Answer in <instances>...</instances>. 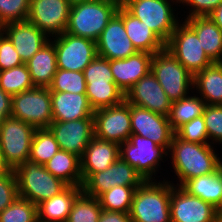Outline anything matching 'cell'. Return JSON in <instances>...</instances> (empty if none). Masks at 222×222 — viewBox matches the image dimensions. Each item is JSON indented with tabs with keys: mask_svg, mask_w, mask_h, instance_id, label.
Wrapping results in <instances>:
<instances>
[{
	"mask_svg": "<svg viewBox=\"0 0 222 222\" xmlns=\"http://www.w3.org/2000/svg\"><path fill=\"white\" fill-rule=\"evenodd\" d=\"M94 136L118 143L129 140L132 134L130 104L124 100L122 103L100 108L94 111Z\"/></svg>",
	"mask_w": 222,
	"mask_h": 222,
	"instance_id": "13",
	"label": "cell"
},
{
	"mask_svg": "<svg viewBox=\"0 0 222 222\" xmlns=\"http://www.w3.org/2000/svg\"><path fill=\"white\" fill-rule=\"evenodd\" d=\"M96 46L98 56L108 60L125 59L138 52L127 35L122 4L101 32Z\"/></svg>",
	"mask_w": 222,
	"mask_h": 222,
	"instance_id": "16",
	"label": "cell"
},
{
	"mask_svg": "<svg viewBox=\"0 0 222 222\" xmlns=\"http://www.w3.org/2000/svg\"><path fill=\"white\" fill-rule=\"evenodd\" d=\"M37 206L27 199L18 197L0 213V222H37Z\"/></svg>",
	"mask_w": 222,
	"mask_h": 222,
	"instance_id": "38",
	"label": "cell"
},
{
	"mask_svg": "<svg viewBox=\"0 0 222 222\" xmlns=\"http://www.w3.org/2000/svg\"><path fill=\"white\" fill-rule=\"evenodd\" d=\"M215 222H222V213L216 214Z\"/></svg>",
	"mask_w": 222,
	"mask_h": 222,
	"instance_id": "50",
	"label": "cell"
},
{
	"mask_svg": "<svg viewBox=\"0 0 222 222\" xmlns=\"http://www.w3.org/2000/svg\"><path fill=\"white\" fill-rule=\"evenodd\" d=\"M12 110V96L4 92L0 88V124L5 118L11 116Z\"/></svg>",
	"mask_w": 222,
	"mask_h": 222,
	"instance_id": "46",
	"label": "cell"
},
{
	"mask_svg": "<svg viewBox=\"0 0 222 222\" xmlns=\"http://www.w3.org/2000/svg\"><path fill=\"white\" fill-rule=\"evenodd\" d=\"M30 0H0V26L26 21Z\"/></svg>",
	"mask_w": 222,
	"mask_h": 222,
	"instance_id": "39",
	"label": "cell"
},
{
	"mask_svg": "<svg viewBox=\"0 0 222 222\" xmlns=\"http://www.w3.org/2000/svg\"><path fill=\"white\" fill-rule=\"evenodd\" d=\"M11 169L8 167V165L4 162V158L0 152V176L6 174Z\"/></svg>",
	"mask_w": 222,
	"mask_h": 222,
	"instance_id": "48",
	"label": "cell"
},
{
	"mask_svg": "<svg viewBox=\"0 0 222 222\" xmlns=\"http://www.w3.org/2000/svg\"><path fill=\"white\" fill-rule=\"evenodd\" d=\"M11 117L36 129L48 128L53 122L49 88L34 87L12 96Z\"/></svg>",
	"mask_w": 222,
	"mask_h": 222,
	"instance_id": "10",
	"label": "cell"
},
{
	"mask_svg": "<svg viewBox=\"0 0 222 222\" xmlns=\"http://www.w3.org/2000/svg\"><path fill=\"white\" fill-rule=\"evenodd\" d=\"M4 35V31H3V28L2 26H0V38Z\"/></svg>",
	"mask_w": 222,
	"mask_h": 222,
	"instance_id": "52",
	"label": "cell"
},
{
	"mask_svg": "<svg viewBox=\"0 0 222 222\" xmlns=\"http://www.w3.org/2000/svg\"><path fill=\"white\" fill-rule=\"evenodd\" d=\"M217 213H222V202H221L220 206L217 208Z\"/></svg>",
	"mask_w": 222,
	"mask_h": 222,
	"instance_id": "51",
	"label": "cell"
},
{
	"mask_svg": "<svg viewBox=\"0 0 222 222\" xmlns=\"http://www.w3.org/2000/svg\"><path fill=\"white\" fill-rule=\"evenodd\" d=\"M167 151L152 140L131 134L129 140L120 144V158L130 164L146 180H154L160 162H164ZM164 157V158H163ZM157 171V172H156Z\"/></svg>",
	"mask_w": 222,
	"mask_h": 222,
	"instance_id": "8",
	"label": "cell"
},
{
	"mask_svg": "<svg viewBox=\"0 0 222 222\" xmlns=\"http://www.w3.org/2000/svg\"><path fill=\"white\" fill-rule=\"evenodd\" d=\"M61 150L82 157L86 147L94 137V118L53 121L48 127Z\"/></svg>",
	"mask_w": 222,
	"mask_h": 222,
	"instance_id": "17",
	"label": "cell"
},
{
	"mask_svg": "<svg viewBox=\"0 0 222 222\" xmlns=\"http://www.w3.org/2000/svg\"><path fill=\"white\" fill-rule=\"evenodd\" d=\"M181 187L217 209L222 202V165L211 174L187 180Z\"/></svg>",
	"mask_w": 222,
	"mask_h": 222,
	"instance_id": "30",
	"label": "cell"
},
{
	"mask_svg": "<svg viewBox=\"0 0 222 222\" xmlns=\"http://www.w3.org/2000/svg\"><path fill=\"white\" fill-rule=\"evenodd\" d=\"M123 21L127 35L138 52L155 54L165 48V43L124 6Z\"/></svg>",
	"mask_w": 222,
	"mask_h": 222,
	"instance_id": "28",
	"label": "cell"
},
{
	"mask_svg": "<svg viewBox=\"0 0 222 222\" xmlns=\"http://www.w3.org/2000/svg\"><path fill=\"white\" fill-rule=\"evenodd\" d=\"M118 143L93 137L80 158L83 182L91 175L106 170L120 156Z\"/></svg>",
	"mask_w": 222,
	"mask_h": 222,
	"instance_id": "23",
	"label": "cell"
},
{
	"mask_svg": "<svg viewBox=\"0 0 222 222\" xmlns=\"http://www.w3.org/2000/svg\"><path fill=\"white\" fill-rule=\"evenodd\" d=\"M26 65L34 86L48 88L58 69L54 43L51 40L45 43Z\"/></svg>",
	"mask_w": 222,
	"mask_h": 222,
	"instance_id": "27",
	"label": "cell"
},
{
	"mask_svg": "<svg viewBox=\"0 0 222 222\" xmlns=\"http://www.w3.org/2000/svg\"><path fill=\"white\" fill-rule=\"evenodd\" d=\"M44 167L68 186H82L81 162L77 155L59 149Z\"/></svg>",
	"mask_w": 222,
	"mask_h": 222,
	"instance_id": "31",
	"label": "cell"
},
{
	"mask_svg": "<svg viewBox=\"0 0 222 222\" xmlns=\"http://www.w3.org/2000/svg\"><path fill=\"white\" fill-rule=\"evenodd\" d=\"M82 193V186H67L58 195L37 205L38 220L43 222H66L72 205Z\"/></svg>",
	"mask_w": 222,
	"mask_h": 222,
	"instance_id": "26",
	"label": "cell"
},
{
	"mask_svg": "<svg viewBox=\"0 0 222 222\" xmlns=\"http://www.w3.org/2000/svg\"><path fill=\"white\" fill-rule=\"evenodd\" d=\"M71 6L82 3V2H86V1H91V0H67Z\"/></svg>",
	"mask_w": 222,
	"mask_h": 222,
	"instance_id": "49",
	"label": "cell"
},
{
	"mask_svg": "<svg viewBox=\"0 0 222 222\" xmlns=\"http://www.w3.org/2000/svg\"><path fill=\"white\" fill-rule=\"evenodd\" d=\"M132 134L146 137L169 151L175 131L168 116L154 113L146 108L130 105Z\"/></svg>",
	"mask_w": 222,
	"mask_h": 222,
	"instance_id": "18",
	"label": "cell"
},
{
	"mask_svg": "<svg viewBox=\"0 0 222 222\" xmlns=\"http://www.w3.org/2000/svg\"><path fill=\"white\" fill-rule=\"evenodd\" d=\"M130 105L146 108L154 113L168 116L172 101L150 71L134 84L125 94Z\"/></svg>",
	"mask_w": 222,
	"mask_h": 222,
	"instance_id": "20",
	"label": "cell"
},
{
	"mask_svg": "<svg viewBox=\"0 0 222 222\" xmlns=\"http://www.w3.org/2000/svg\"><path fill=\"white\" fill-rule=\"evenodd\" d=\"M18 196L36 206L62 192L68 185L54 177L44 165L25 161L14 169Z\"/></svg>",
	"mask_w": 222,
	"mask_h": 222,
	"instance_id": "4",
	"label": "cell"
},
{
	"mask_svg": "<svg viewBox=\"0 0 222 222\" xmlns=\"http://www.w3.org/2000/svg\"><path fill=\"white\" fill-rule=\"evenodd\" d=\"M146 180L134 192L130 217L133 222H171L172 183Z\"/></svg>",
	"mask_w": 222,
	"mask_h": 222,
	"instance_id": "2",
	"label": "cell"
},
{
	"mask_svg": "<svg viewBox=\"0 0 222 222\" xmlns=\"http://www.w3.org/2000/svg\"><path fill=\"white\" fill-rule=\"evenodd\" d=\"M22 64L23 62L20 55L15 50L9 38L4 34L0 38V71L11 69Z\"/></svg>",
	"mask_w": 222,
	"mask_h": 222,
	"instance_id": "43",
	"label": "cell"
},
{
	"mask_svg": "<svg viewBox=\"0 0 222 222\" xmlns=\"http://www.w3.org/2000/svg\"><path fill=\"white\" fill-rule=\"evenodd\" d=\"M116 2H118L119 4H123L126 0H114Z\"/></svg>",
	"mask_w": 222,
	"mask_h": 222,
	"instance_id": "53",
	"label": "cell"
},
{
	"mask_svg": "<svg viewBox=\"0 0 222 222\" xmlns=\"http://www.w3.org/2000/svg\"><path fill=\"white\" fill-rule=\"evenodd\" d=\"M167 155H171V165L180 182L176 186H182L189 179L211 174L222 165L213 145L184 141L176 134Z\"/></svg>",
	"mask_w": 222,
	"mask_h": 222,
	"instance_id": "1",
	"label": "cell"
},
{
	"mask_svg": "<svg viewBox=\"0 0 222 222\" xmlns=\"http://www.w3.org/2000/svg\"><path fill=\"white\" fill-rule=\"evenodd\" d=\"M101 212L99 200L82 192L74 201L66 222H98Z\"/></svg>",
	"mask_w": 222,
	"mask_h": 222,
	"instance_id": "36",
	"label": "cell"
},
{
	"mask_svg": "<svg viewBox=\"0 0 222 222\" xmlns=\"http://www.w3.org/2000/svg\"><path fill=\"white\" fill-rule=\"evenodd\" d=\"M198 96L199 95L196 96L195 94L194 96L187 95L180 100L172 102L168 120L174 131L184 123L203 115L206 103Z\"/></svg>",
	"mask_w": 222,
	"mask_h": 222,
	"instance_id": "32",
	"label": "cell"
},
{
	"mask_svg": "<svg viewBox=\"0 0 222 222\" xmlns=\"http://www.w3.org/2000/svg\"><path fill=\"white\" fill-rule=\"evenodd\" d=\"M2 28L20 55L23 64H26L50 40L43 31L27 20L8 23Z\"/></svg>",
	"mask_w": 222,
	"mask_h": 222,
	"instance_id": "21",
	"label": "cell"
},
{
	"mask_svg": "<svg viewBox=\"0 0 222 222\" xmlns=\"http://www.w3.org/2000/svg\"><path fill=\"white\" fill-rule=\"evenodd\" d=\"M70 9L67 0H30L27 21L51 38L66 31Z\"/></svg>",
	"mask_w": 222,
	"mask_h": 222,
	"instance_id": "15",
	"label": "cell"
},
{
	"mask_svg": "<svg viewBox=\"0 0 222 222\" xmlns=\"http://www.w3.org/2000/svg\"><path fill=\"white\" fill-rule=\"evenodd\" d=\"M170 2L179 4V0H126L122 5L166 44L180 23Z\"/></svg>",
	"mask_w": 222,
	"mask_h": 222,
	"instance_id": "6",
	"label": "cell"
},
{
	"mask_svg": "<svg viewBox=\"0 0 222 222\" xmlns=\"http://www.w3.org/2000/svg\"><path fill=\"white\" fill-rule=\"evenodd\" d=\"M86 82V95L95 110L112 107L125 100L124 92L115 84L110 62L96 56L83 70Z\"/></svg>",
	"mask_w": 222,
	"mask_h": 222,
	"instance_id": "5",
	"label": "cell"
},
{
	"mask_svg": "<svg viewBox=\"0 0 222 222\" xmlns=\"http://www.w3.org/2000/svg\"><path fill=\"white\" fill-rule=\"evenodd\" d=\"M152 56L148 52H137L125 59L109 60L114 82L124 94L151 71Z\"/></svg>",
	"mask_w": 222,
	"mask_h": 222,
	"instance_id": "22",
	"label": "cell"
},
{
	"mask_svg": "<svg viewBox=\"0 0 222 222\" xmlns=\"http://www.w3.org/2000/svg\"><path fill=\"white\" fill-rule=\"evenodd\" d=\"M203 118L209 137V144H222V105H206Z\"/></svg>",
	"mask_w": 222,
	"mask_h": 222,
	"instance_id": "41",
	"label": "cell"
},
{
	"mask_svg": "<svg viewBox=\"0 0 222 222\" xmlns=\"http://www.w3.org/2000/svg\"><path fill=\"white\" fill-rule=\"evenodd\" d=\"M98 222H133L130 213L119 211L103 210L99 216Z\"/></svg>",
	"mask_w": 222,
	"mask_h": 222,
	"instance_id": "45",
	"label": "cell"
},
{
	"mask_svg": "<svg viewBox=\"0 0 222 222\" xmlns=\"http://www.w3.org/2000/svg\"><path fill=\"white\" fill-rule=\"evenodd\" d=\"M59 145L48 128L36 129L30 148L29 161L47 163L59 150Z\"/></svg>",
	"mask_w": 222,
	"mask_h": 222,
	"instance_id": "33",
	"label": "cell"
},
{
	"mask_svg": "<svg viewBox=\"0 0 222 222\" xmlns=\"http://www.w3.org/2000/svg\"><path fill=\"white\" fill-rule=\"evenodd\" d=\"M208 16L222 30V3Z\"/></svg>",
	"mask_w": 222,
	"mask_h": 222,
	"instance_id": "47",
	"label": "cell"
},
{
	"mask_svg": "<svg viewBox=\"0 0 222 222\" xmlns=\"http://www.w3.org/2000/svg\"><path fill=\"white\" fill-rule=\"evenodd\" d=\"M217 209L208 202L172 183L171 222H215Z\"/></svg>",
	"mask_w": 222,
	"mask_h": 222,
	"instance_id": "19",
	"label": "cell"
},
{
	"mask_svg": "<svg viewBox=\"0 0 222 222\" xmlns=\"http://www.w3.org/2000/svg\"><path fill=\"white\" fill-rule=\"evenodd\" d=\"M18 197L17 179L14 170L11 169L0 176V213Z\"/></svg>",
	"mask_w": 222,
	"mask_h": 222,
	"instance_id": "42",
	"label": "cell"
},
{
	"mask_svg": "<svg viewBox=\"0 0 222 222\" xmlns=\"http://www.w3.org/2000/svg\"><path fill=\"white\" fill-rule=\"evenodd\" d=\"M151 71L172 102L186 97L193 89L194 76L166 48L153 54Z\"/></svg>",
	"mask_w": 222,
	"mask_h": 222,
	"instance_id": "7",
	"label": "cell"
},
{
	"mask_svg": "<svg viewBox=\"0 0 222 222\" xmlns=\"http://www.w3.org/2000/svg\"><path fill=\"white\" fill-rule=\"evenodd\" d=\"M193 88L206 105H222V62H214L194 76Z\"/></svg>",
	"mask_w": 222,
	"mask_h": 222,
	"instance_id": "29",
	"label": "cell"
},
{
	"mask_svg": "<svg viewBox=\"0 0 222 222\" xmlns=\"http://www.w3.org/2000/svg\"><path fill=\"white\" fill-rule=\"evenodd\" d=\"M138 187L115 186L102 193L97 199L103 210L130 213L132 199Z\"/></svg>",
	"mask_w": 222,
	"mask_h": 222,
	"instance_id": "35",
	"label": "cell"
},
{
	"mask_svg": "<svg viewBox=\"0 0 222 222\" xmlns=\"http://www.w3.org/2000/svg\"><path fill=\"white\" fill-rule=\"evenodd\" d=\"M145 180L120 157L106 170L91 174L82 184V192L98 198L102 193L115 186L139 187Z\"/></svg>",
	"mask_w": 222,
	"mask_h": 222,
	"instance_id": "14",
	"label": "cell"
},
{
	"mask_svg": "<svg viewBox=\"0 0 222 222\" xmlns=\"http://www.w3.org/2000/svg\"><path fill=\"white\" fill-rule=\"evenodd\" d=\"M119 6L114 0H91L73 5L65 32L96 42Z\"/></svg>",
	"mask_w": 222,
	"mask_h": 222,
	"instance_id": "3",
	"label": "cell"
},
{
	"mask_svg": "<svg viewBox=\"0 0 222 222\" xmlns=\"http://www.w3.org/2000/svg\"><path fill=\"white\" fill-rule=\"evenodd\" d=\"M184 22L196 33L206 55L213 62H222V30L210 17H185Z\"/></svg>",
	"mask_w": 222,
	"mask_h": 222,
	"instance_id": "25",
	"label": "cell"
},
{
	"mask_svg": "<svg viewBox=\"0 0 222 222\" xmlns=\"http://www.w3.org/2000/svg\"><path fill=\"white\" fill-rule=\"evenodd\" d=\"M34 87L26 64L0 71V88L10 96Z\"/></svg>",
	"mask_w": 222,
	"mask_h": 222,
	"instance_id": "34",
	"label": "cell"
},
{
	"mask_svg": "<svg viewBox=\"0 0 222 222\" xmlns=\"http://www.w3.org/2000/svg\"><path fill=\"white\" fill-rule=\"evenodd\" d=\"M177 25L165 48L193 75L214 63L201 47L196 33L183 21Z\"/></svg>",
	"mask_w": 222,
	"mask_h": 222,
	"instance_id": "11",
	"label": "cell"
},
{
	"mask_svg": "<svg viewBox=\"0 0 222 222\" xmlns=\"http://www.w3.org/2000/svg\"><path fill=\"white\" fill-rule=\"evenodd\" d=\"M175 134L184 141L209 144V137L203 115L184 123L175 131Z\"/></svg>",
	"mask_w": 222,
	"mask_h": 222,
	"instance_id": "40",
	"label": "cell"
},
{
	"mask_svg": "<svg viewBox=\"0 0 222 222\" xmlns=\"http://www.w3.org/2000/svg\"><path fill=\"white\" fill-rule=\"evenodd\" d=\"M48 88L50 91L86 94L84 74L81 71H68L58 68Z\"/></svg>",
	"mask_w": 222,
	"mask_h": 222,
	"instance_id": "37",
	"label": "cell"
},
{
	"mask_svg": "<svg viewBox=\"0 0 222 222\" xmlns=\"http://www.w3.org/2000/svg\"><path fill=\"white\" fill-rule=\"evenodd\" d=\"M53 121H70L93 117L86 94L50 91Z\"/></svg>",
	"mask_w": 222,
	"mask_h": 222,
	"instance_id": "24",
	"label": "cell"
},
{
	"mask_svg": "<svg viewBox=\"0 0 222 222\" xmlns=\"http://www.w3.org/2000/svg\"><path fill=\"white\" fill-rule=\"evenodd\" d=\"M189 6L191 9L187 13V18L197 16H208L215 8H217L222 0H179V4Z\"/></svg>",
	"mask_w": 222,
	"mask_h": 222,
	"instance_id": "44",
	"label": "cell"
},
{
	"mask_svg": "<svg viewBox=\"0 0 222 222\" xmlns=\"http://www.w3.org/2000/svg\"><path fill=\"white\" fill-rule=\"evenodd\" d=\"M55 37V38H54ZM57 68L68 71H81L98 55L96 42L64 32L54 36Z\"/></svg>",
	"mask_w": 222,
	"mask_h": 222,
	"instance_id": "12",
	"label": "cell"
},
{
	"mask_svg": "<svg viewBox=\"0 0 222 222\" xmlns=\"http://www.w3.org/2000/svg\"><path fill=\"white\" fill-rule=\"evenodd\" d=\"M35 131L33 126L11 116L0 124V152L10 169L29 159Z\"/></svg>",
	"mask_w": 222,
	"mask_h": 222,
	"instance_id": "9",
	"label": "cell"
}]
</instances>
